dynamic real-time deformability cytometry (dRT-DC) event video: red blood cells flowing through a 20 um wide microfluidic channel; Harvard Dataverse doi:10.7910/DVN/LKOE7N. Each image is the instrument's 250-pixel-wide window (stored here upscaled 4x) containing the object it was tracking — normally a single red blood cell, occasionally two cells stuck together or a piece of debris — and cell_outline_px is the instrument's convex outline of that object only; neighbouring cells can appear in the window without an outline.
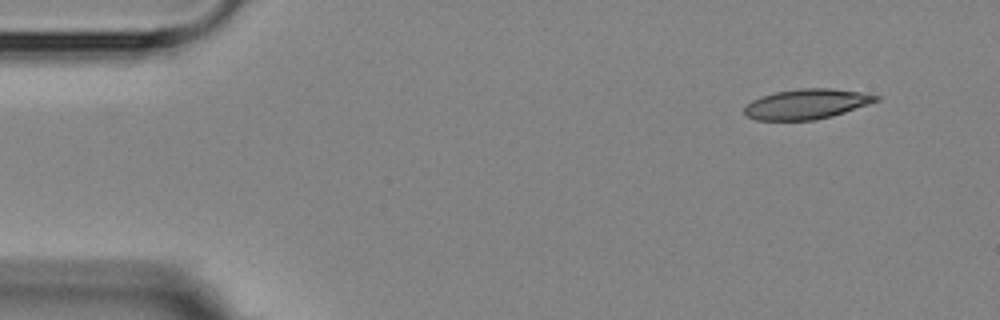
{"species": "Egyptian fruit bat (a non-hibernating species)", "species_latin": "Rousettus aegyptiacus", "temperature_condition": "room temperature", "stored_images_in_passage": 3, "camera_frame_rate_fps": 3000, "um_per_image_px": 0.085, "animal": {"sex": "female"}, "frame": {"image": 1, "passage_image": 1, "time_ms": 0.0, "image_size_px": [1000, 320], "cell_outline_px": [[880, 100], [832, 116], [816, 120], [756, 120], [748, 116], [744, 112], [744, 108], [752, 100], [760, 96], [776, 92], [800, 88], [832, 88], [860, 92], [880, 96]], "centroid_in_image_um": [68.56, 8.84], "position_along_channel_um": 16.4, "area_um2": 22.95}}